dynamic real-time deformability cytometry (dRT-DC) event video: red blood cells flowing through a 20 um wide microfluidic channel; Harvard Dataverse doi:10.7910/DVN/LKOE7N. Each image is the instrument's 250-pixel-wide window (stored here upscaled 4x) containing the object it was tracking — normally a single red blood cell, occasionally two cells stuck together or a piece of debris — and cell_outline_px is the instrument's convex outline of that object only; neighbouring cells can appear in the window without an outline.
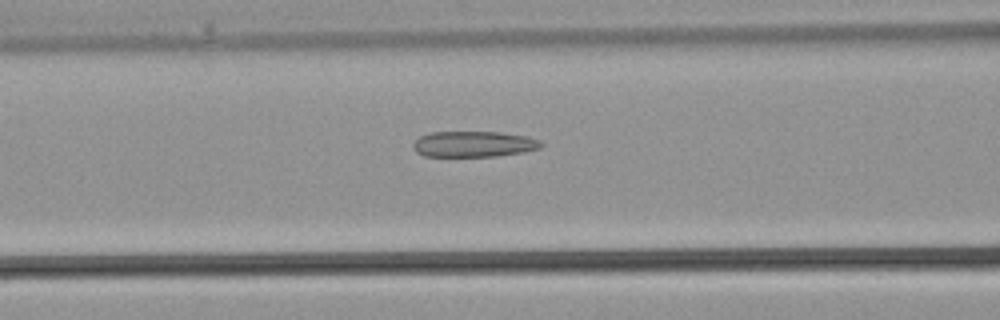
{"species": "common noctule bat (a hibernating species)", "species_latin": "Nyctalus noctula", "temperature_condition": "warm", "stored_images_in_passage": 35, "camera_frame_rate_fps": 3000, "um_per_image_px": 0.085, "animal": {"sex": "male", "body_mass_g": 21.5, "forearm_length_mm": 52.0}, "frame": {"image": 1, "passage_image": 14, "time_ms": 4.333, "image_size_px": [1000, 320], "cell_outline_px": [[544, 144], [540, 148], [524, 152], [496, 156], [424, 156], [416, 152], [412, 148], [412, 144], [420, 136], [428, 132], [500, 132], [528, 136], [540, 140]], "centroid_in_image_um": [40.27, 12.24], "position_along_channel_um": 126.3, "area_um2": 19.42}}
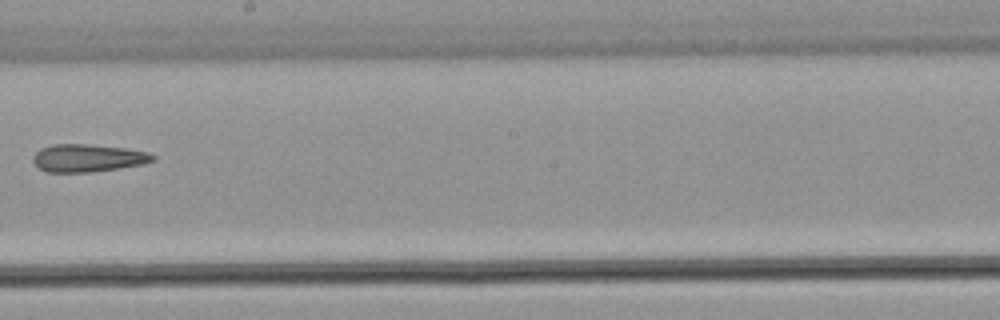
{"frame": {"image": 2, "passage_image": 20, "time_ms": 6.333, "image_size_px": [1000, 320], "cell_outline_px": [[156, 160], [144, 164], [120, 168], [92, 172], [48, 172], [40, 168], [32, 160], [32, 156], [40, 148], [52, 144], [88, 144], [124, 148], [148, 152], [156, 156]], "centroid_in_image_um": [7.48, 13.43], "position_along_channel_um": 240.7, "area_um2": 19.42}}
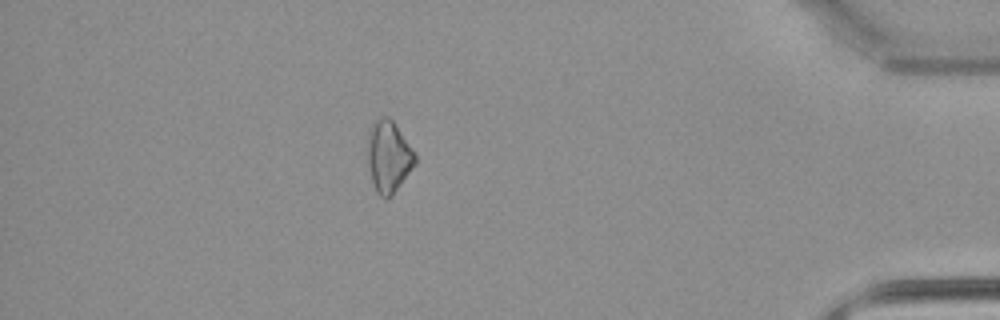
{"frame": {"image": 3, "passage_image": 31, "time_ms": 10.0, "image_size_px": [1000, 320], "cell_outline_px": [[416, 164], [392, 196], [388, 200], [384, 200], [376, 192], [372, 180], [368, 164], [368, 128], [380, 116], [388, 116], [396, 124], [416, 156]], "centroid_in_image_um": [33.02, 13.33], "position_along_channel_um": 402.2, "area_um2": 19.94}}